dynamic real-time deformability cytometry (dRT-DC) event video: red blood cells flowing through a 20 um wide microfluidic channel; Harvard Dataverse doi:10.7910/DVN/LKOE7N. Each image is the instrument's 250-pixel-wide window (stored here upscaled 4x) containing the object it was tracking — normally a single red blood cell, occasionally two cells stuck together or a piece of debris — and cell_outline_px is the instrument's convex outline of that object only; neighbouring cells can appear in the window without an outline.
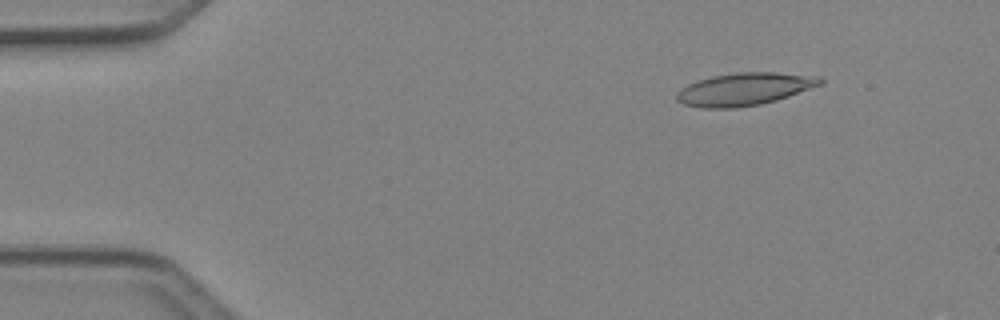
{"species": "Egyptian fruit bat (a non-hibernating species)", "species_latin": "Rousettus aegyptiacus", "temperature_condition": "cold", "stored_images_in_passage": 41, "camera_frame_rate_fps": 3000, "um_per_image_px": 0.085, "animal": {"sex": "female"}, "frame": {"image": 1, "passage_image": 5, "time_ms": 1.333, "image_size_px": [1000, 320], "cell_outline_px": [[824, 84], [776, 100], [760, 104], [736, 108], [700, 108], [684, 104], [676, 100], [676, 92], [680, 88], [688, 84], [712, 76], [740, 72], [776, 72], [820, 76], [824, 80]], "centroid_in_image_um": [63.29, 7.57], "position_along_channel_um": 21.7, "area_um2": 27.4}}
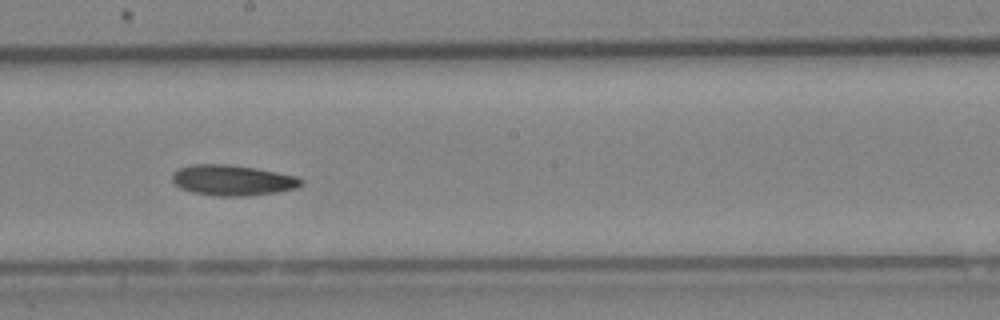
{"frame": {"image": 2, "passage_image": 19, "time_ms": 6.0, "image_size_px": [1000, 320], "cell_outline_px": [[304, 184], [296, 188], [276, 192], [244, 196], [216, 196], [192, 192], [180, 188], [172, 180], [172, 172], [180, 168], [192, 164], [228, 164], [256, 168], [296, 176], [304, 180]], "centroid_in_image_um": [19.77, 15.32], "position_along_channel_um": 228.4, "area_um2": 23.0}}
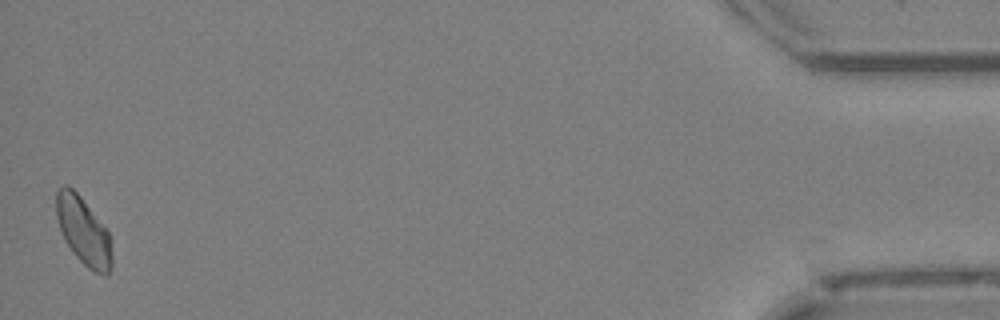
{"frame": {"image": 3, "passage_image": 40, "time_ms": 13.0, "image_size_px": [1000, 320], "cell_outline_px": [[112, 268], [108, 276], [104, 276], [88, 268], [76, 256], [64, 240], [56, 216], [56, 192], [64, 184], [68, 184], [80, 196], [108, 232], [112, 240]], "centroid_in_image_um": [7.11, 19.67], "position_along_channel_um": 428.1, "area_um2": 21.91}}